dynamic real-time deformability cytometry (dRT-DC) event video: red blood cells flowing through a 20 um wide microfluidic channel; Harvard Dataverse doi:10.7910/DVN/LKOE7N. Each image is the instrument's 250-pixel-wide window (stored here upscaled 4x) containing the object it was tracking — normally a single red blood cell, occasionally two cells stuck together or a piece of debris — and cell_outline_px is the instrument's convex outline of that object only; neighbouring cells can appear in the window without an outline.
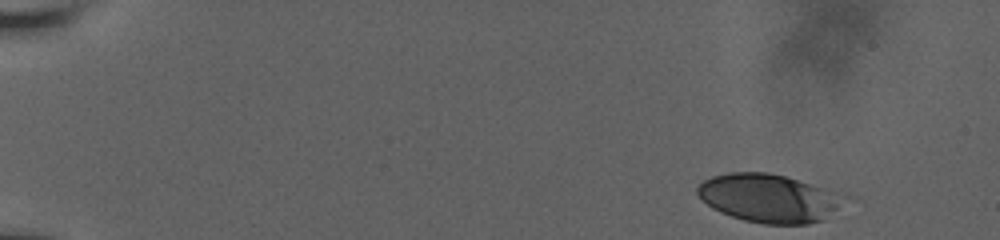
{"species": "human", "species_latin": "Homo sapiens", "temperature_condition": "room temperature", "stored_images_in_passage": 52, "camera_frame_rate_fps": 3000, "um_per_image_px": 0.085, "donor": {"sex": "male"}, "frame": {"image": 1, "passage_image": 1, "time_ms": 0.0, "image_size_px": [1000, 240], "cell_outline_px": [[856, 200], [824, 220], [808, 224], [764, 224], [744, 220], [732, 216], [712, 208], [696, 192], [696, 188], [704, 180], [712, 176], [728, 172], [768, 172], [848, 192], [856, 196]], "centroid_in_image_um": [65.62, 16.84], "position_along_channel_um": 19.4, "area_um2": 43.0}}
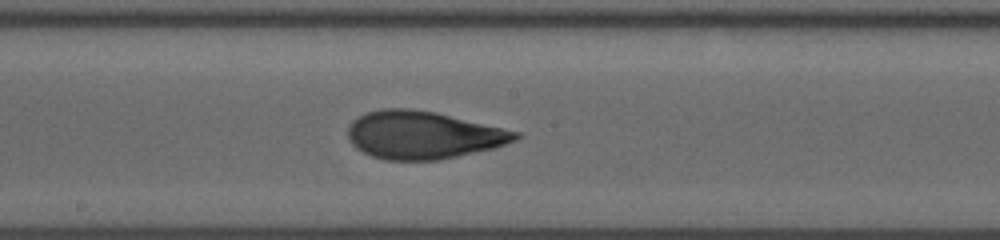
{"frame": {"image": 2, "passage_image": 28, "time_ms": 9.0, "image_size_px": [1000, 240], "cell_outline_px": [[520, 136], [516, 140], [492, 148], [440, 160], [384, 160], [372, 156], [356, 148], [348, 140], [348, 128], [352, 120], [364, 112], [380, 108], [412, 108], [436, 112], [520, 132]], "centroid_in_image_um": [35.91, 11.46], "position_along_channel_um": 212.3, "area_um2": 46.7}}
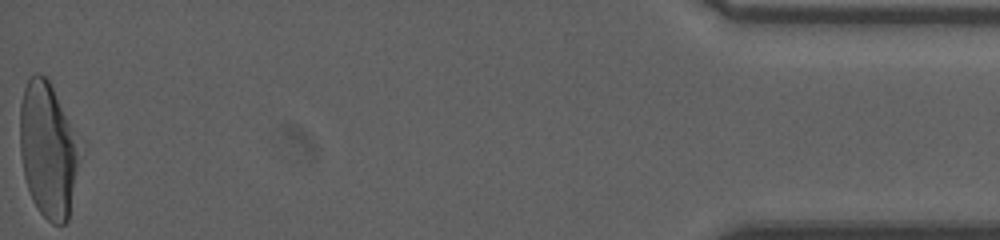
{"frame": {"image": 3, "passage_image": 52, "time_ms": 17.0, "image_size_px": [1000, 240], "cell_outline_px": [[76, 168], [68, 220], [64, 224], [52, 224], [36, 208], [32, 200], [24, 176], [20, 152], [20, 104], [24, 88], [28, 76], [36, 72], [44, 76], [48, 80], [52, 88], [68, 124], [76, 152]], "centroid_in_image_um": [3.96, 12.77], "position_along_channel_um": 431.2, "area_um2": 44.91}, "authors_computed_cell_mechanics": {"area_um2": 44.9106, "velocity_mm_per_s": 3.7987, "shape_relaxation_time_tau1_ms": 4.7072, "shape_relaxation_time_tau2_ms": 1.2343, "deformation_change_tau1": 0.1932, "deformation_change_tau2": 0.0817}}